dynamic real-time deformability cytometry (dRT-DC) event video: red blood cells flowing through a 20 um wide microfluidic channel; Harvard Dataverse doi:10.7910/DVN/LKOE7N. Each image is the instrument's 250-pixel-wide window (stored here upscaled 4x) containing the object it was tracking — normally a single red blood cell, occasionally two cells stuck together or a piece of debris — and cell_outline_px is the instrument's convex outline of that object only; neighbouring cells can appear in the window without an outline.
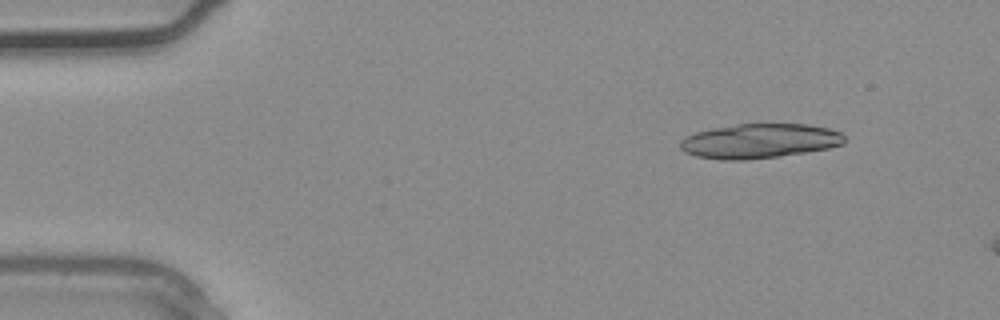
{"species": "common noctule bat (a hibernating species)", "species_latin": "Nyctalus noctula", "temperature_condition": "warm", "stored_images_in_passage": 6, "camera_frame_rate_fps": 3000, "um_per_image_px": 0.085, "animal": {"sex": "male", "body_mass_g": 20.4}, "frame": {"image": 1, "passage_image": 2, "time_ms": 0.333, "image_size_px": [1000, 320], "cell_outline_px": [[844, 144], [828, 148], [780, 156], [744, 160], [720, 160], [696, 156], [684, 152], [680, 148], [680, 140], [696, 132], [712, 128], [736, 124], [808, 124], [828, 128], [840, 132], [844, 136]], "centroid_in_image_um": [64.54, 11.99], "position_along_channel_um": 20.5, "area_um2": 33.06}}